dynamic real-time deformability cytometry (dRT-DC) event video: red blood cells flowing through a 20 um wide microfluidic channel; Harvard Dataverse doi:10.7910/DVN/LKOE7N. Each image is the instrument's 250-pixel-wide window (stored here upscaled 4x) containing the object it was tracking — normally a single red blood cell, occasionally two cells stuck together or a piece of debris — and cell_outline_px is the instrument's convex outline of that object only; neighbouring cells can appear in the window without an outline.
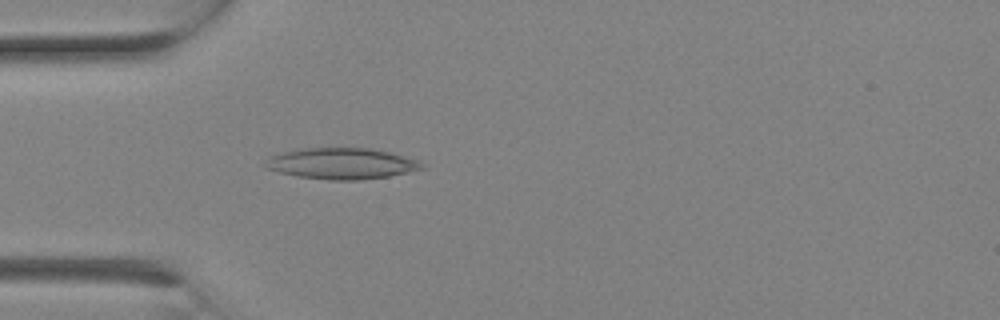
{"species": "Egyptian fruit bat (a non-hibernating species)", "species_latin": "Rousettus aegyptiacus", "temperature_condition": "room temperature", "stored_images_in_passage": 1, "camera_frame_rate_fps": 3000, "um_per_image_px": 0.085, "animal": {"sex": "female"}, "frame": {"image": 1, "passage_image": 1, "time_ms": 0.0, "image_size_px": [1000, 320], "cell_outline_px": [[424, 168], [408, 172], [388, 176], [360, 180], [332, 180], [296, 176], [280, 172], [268, 168], [260, 164], [272, 156], [284, 152], [304, 148], [372, 148], [420, 160], [424, 164]], "centroid_in_image_um": [29.05, 13.9], "position_along_channel_um": 55.9, "area_um2": 28.26}}